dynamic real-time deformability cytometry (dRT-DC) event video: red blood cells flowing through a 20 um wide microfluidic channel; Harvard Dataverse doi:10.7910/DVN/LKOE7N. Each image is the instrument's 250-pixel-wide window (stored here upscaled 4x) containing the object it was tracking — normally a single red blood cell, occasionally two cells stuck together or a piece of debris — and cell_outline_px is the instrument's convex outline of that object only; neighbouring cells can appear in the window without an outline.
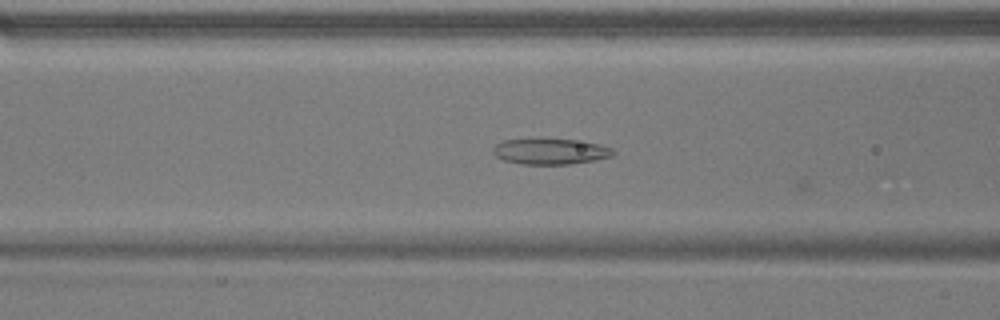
{"species": "common noctule bat (a hibernating species)", "species_latin": "Nyctalus noctula", "temperature_condition": "warm", "stored_images_in_passage": 15, "camera_frame_rate_fps": 3000, "um_per_image_px": 0.085, "animal": {"sex": "male", "body_mass_g": 17.9}, "frame": {"image": 1, "passage_image": 13, "time_ms": 4.0, "image_size_px": [1000, 320], "cell_outline_px": [[616, 152], [612, 156], [596, 160], [568, 164], [524, 164], [504, 160], [496, 156], [492, 152], [492, 148], [496, 144], [504, 140], [572, 140], [600, 144], [612, 148]], "centroid_in_image_um": [46.8, 12.89], "position_along_channel_um": 119.8, "area_um2": 17.69}}